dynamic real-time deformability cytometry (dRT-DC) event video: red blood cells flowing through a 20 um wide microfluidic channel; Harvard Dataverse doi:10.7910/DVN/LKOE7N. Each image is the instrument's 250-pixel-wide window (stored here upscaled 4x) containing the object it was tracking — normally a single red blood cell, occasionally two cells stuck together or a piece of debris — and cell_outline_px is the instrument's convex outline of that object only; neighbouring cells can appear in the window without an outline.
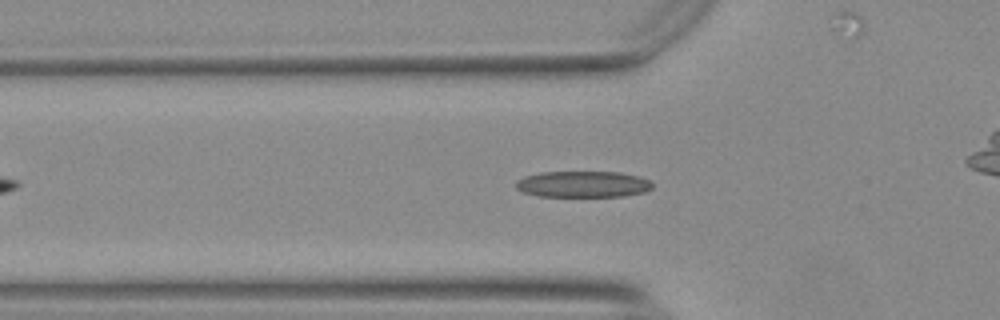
{"species": "Egyptian fruit bat (a non-hibernating species)", "species_latin": "Rousettus aegyptiacus", "temperature_condition": "warm", "stored_images_in_passage": 43, "camera_frame_rate_fps": 3000, "um_per_image_px": 0.085, "animal": {"sex": "female"}, "frame": {"image": 1, "passage_image": 11, "time_ms": 3.333, "image_size_px": [1000, 320], "cell_outline_px": [[652, 188], [644, 192], [624, 196], [536, 196], [524, 192], [516, 188], [516, 180], [524, 176], [540, 172], [620, 172], [636, 176], [648, 180], [652, 184]], "centroid_in_image_um": [49.51, 15.65], "position_along_channel_um": 76.3, "area_um2": 20.81}}
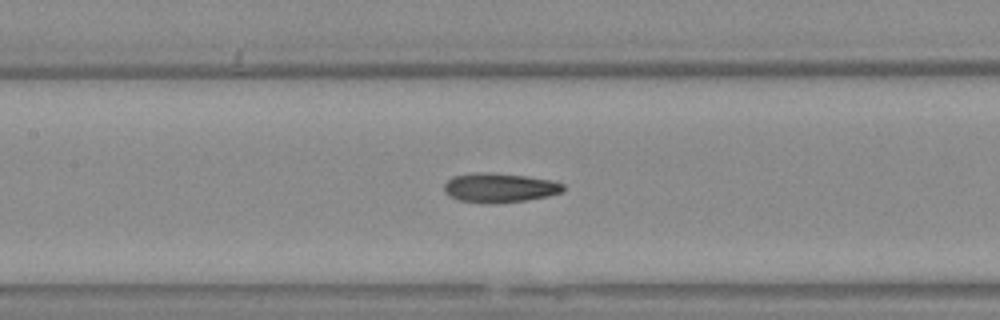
{"frame": {"image": 2, "passage_image": 18, "time_ms": 5.667, "image_size_px": [1000, 320], "cell_outline_px": [[564, 188], [560, 192], [548, 196], [524, 200], [460, 200], [448, 196], [444, 192], [444, 184], [452, 176], [476, 172], [488, 172], [524, 176], [552, 180], [564, 184]], "centroid_in_image_um": [42.45, 15.9], "position_along_channel_um": 165.0, "area_um2": 19.36}}
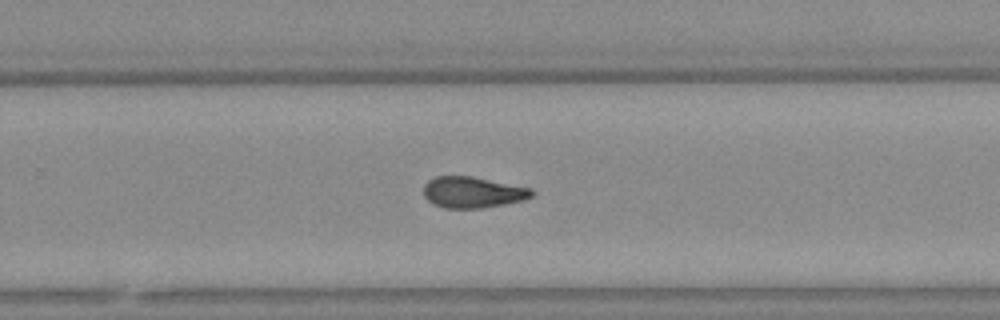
{"frame": {"image": 3, "passage_image": 28, "time_ms": 9.0, "image_size_px": [1000, 320], "cell_outline_px": [[532, 196], [524, 200], [504, 204], [480, 208], [444, 208], [432, 204], [424, 196], [424, 184], [428, 180], [436, 176], [472, 176], [532, 188]], "centroid_in_image_um": [40.15, 16.34], "position_along_channel_um": 289.6, "area_um2": 19.65}}